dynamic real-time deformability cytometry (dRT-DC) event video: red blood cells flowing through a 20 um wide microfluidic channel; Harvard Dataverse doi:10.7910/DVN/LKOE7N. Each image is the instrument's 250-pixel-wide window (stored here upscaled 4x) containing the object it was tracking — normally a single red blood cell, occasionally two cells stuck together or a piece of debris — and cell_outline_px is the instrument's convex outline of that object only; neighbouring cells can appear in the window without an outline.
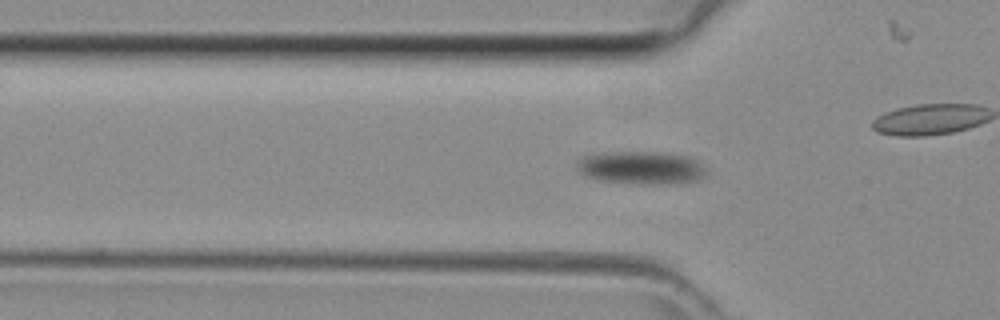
{"species": "common noctule bat (a hibernating species)", "species_latin": "Nyctalus noctula", "temperature_condition": "room temperature", "stored_images_in_passage": 52, "camera_frame_rate_fps": 3000, "um_per_image_px": 0.085, "animal": {"sex": "female", "body_mass_g": 29.2, "forearm_length_mm": 56.3}, "frame": {"image": 1, "passage_image": 9, "time_ms": 2.667, "image_size_px": [1000, 320], "cell_outline_px": [[708, 172], [700, 180], [680, 184], [632, 184], [596, 180], [576, 172], [576, 160], [584, 156], [604, 152], [656, 152], [688, 156], [696, 160]], "centroid_in_image_um": [54.47, 14.28], "position_along_channel_um": 71.3, "area_um2": 25.43}}
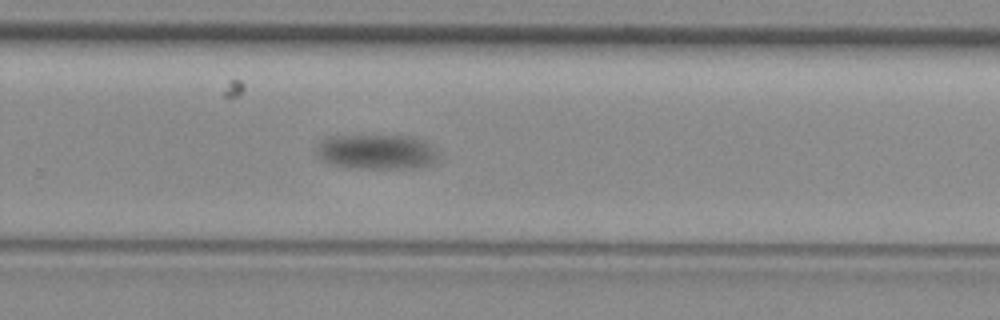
{"frame": {"image": 2, "passage_image": 29, "time_ms": 9.333, "image_size_px": [1000, 320], "cell_outline_px": [[436, 156], [428, 164], [416, 168], [352, 168], [332, 164], [324, 160], [316, 152], [316, 144], [324, 136], [408, 136], [420, 140], [432, 148], [436, 152]], "centroid_in_image_um": [31.89, 12.9], "position_along_channel_um": 297.9, "area_um2": 24.28}}
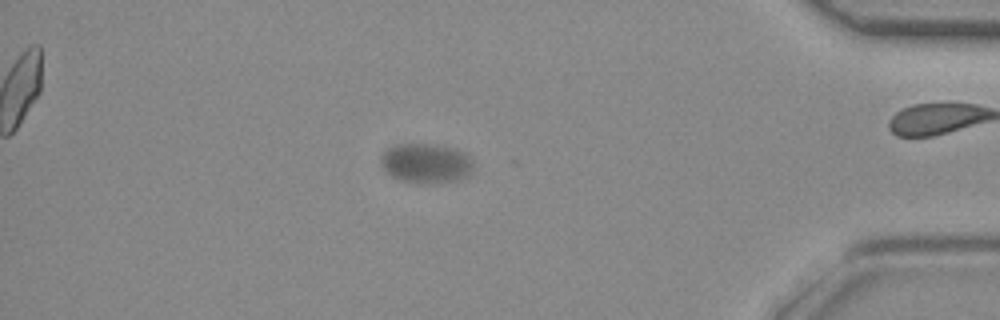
{"frame": {"image": 3, "passage_image": 42, "time_ms": 13.667, "image_size_px": [1000, 320], "cell_outline_px": [[472, 172], [468, 176], [460, 180], [432, 184], [424, 184], [404, 180], [392, 176], [384, 168], [380, 160], [380, 156], [388, 148], [396, 144], [436, 144], [456, 148], [464, 152], [472, 160]], "centroid_in_image_um": [36.25, 13.87], "position_along_channel_um": 398.9, "area_um2": 21.56}}